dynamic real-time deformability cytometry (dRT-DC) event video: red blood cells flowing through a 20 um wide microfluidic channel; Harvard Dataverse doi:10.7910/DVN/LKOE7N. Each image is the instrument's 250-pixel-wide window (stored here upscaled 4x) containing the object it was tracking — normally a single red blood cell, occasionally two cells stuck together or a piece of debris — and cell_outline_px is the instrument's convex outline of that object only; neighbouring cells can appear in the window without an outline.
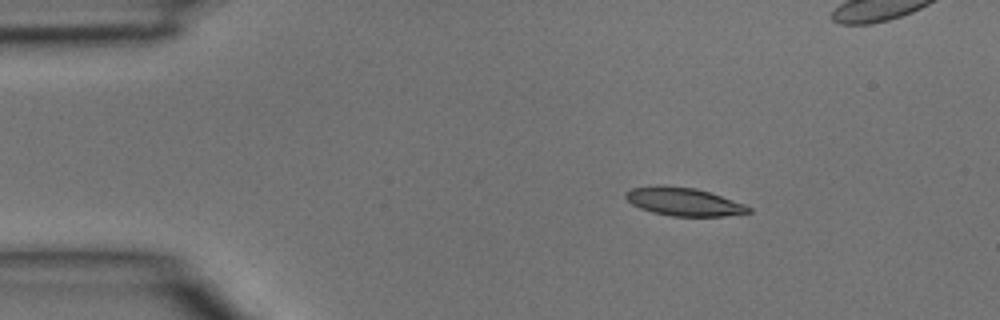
{"species": "common noctule bat (a hibernating species)", "species_latin": "Nyctalus noctula", "temperature_condition": "room temperature", "stored_images_in_passage": 4, "camera_frame_rate_fps": 3000, "um_per_image_px": 0.085, "animal": {"sex": "male", "body_mass_g": 15.6}, "frame": {"image": 1, "passage_image": 1, "time_ms": 0.0, "image_size_px": [1000, 320], "cell_outline_px": [[752, 212], [724, 216], [672, 216], [652, 212], [640, 208], [632, 204], [624, 196], [624, 192], [632, 188], [656, 184], [664, 184], [696, 188], [744, 204], [752, 208]], "centroid_in_image_um": [58.07, 17.13], "position_along_channel_um": 26.9, "area_um2": 20.29}}